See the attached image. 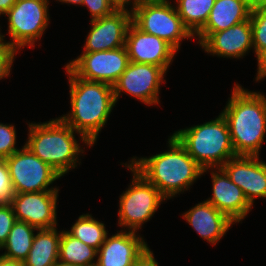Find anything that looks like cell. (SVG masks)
Masks as SVG:
<instances>
[{
    "label": "cell",
    "mask_w": 266,
    "mask_h": 266,
    "mask_svg": "<svg viewBox=\"0 0 266 266\" xmlns=\"http://www.w3.org/2000/svg\"><path fill=\"white\" fill-rule=\"evenodd\" d=\"M65 69L70 83L71 112L60 118L80 135L87 147H92L116 104L113 86L77 77L66 65Z\"/></svg>",
    "instance_id": "obj_1"
},
{
    "label": "cell",
    "mask_w": 266,
    "mask_h": 266,
    "mask_svg": "<svg viewBox=\"0 0 266 266\" xmlns=\"http://www.w3.org/2000/svg\"><path fill=\"white\" fill-rule=\"evenodd\" d=\"M221 112L236 156H258L266 134V96L235 84Z\"/></svg>",
    "instance_id": "obj_2"
},
{
    "label": "cell",
    "mask_w": 266,
    "mask_h": 266,
    "mask_svg": "<svg viewBox=\"0 0 266 266\" xmlns=\"http://www.w3.org/2000/svg\"><path fill=\"white\" fill-rule=\"evenodd\" d=\"M167 142L169 150L148 158L133 157L129 164L170 199L190 188L204 172L173 135Z\"/></svg>",
    "instance_id": "obj_3"
},
{
    "label": "cell",
    "mask_w": 266,
    "mask_h": 266,
    "mask_svg": "<svg viewBox=\"0 0 266 266\" xmlns=\"http://www.w3.org/2000/svg\"><path fill=\"white\" fill-rule=\"evenodd\" d=\"M25 146L50 165L61 176L77 167L83 149L75 139L74 131L60 117L43 123H29Z\"/></svg>",
    "instance_id": "obj_4"
},
{
    "label": "cell",
    "mask_w": 266,
    "mask_h": 266,
    "mask_svg": "<svg viewBox=\"0 0 266 266\" xmlns=\"http://www.w3.org/2000/svg\"><path fill=\"white\" fill-rule=\"evenodd\" d=\"M173 136L203 168L204 173L210 169L221 168L236 156L228 124L221 113L214 120L180 129Z\"/></svg>",
    "instance_id": "obj_5"
},
{
    "label": "cell",
    "mask_w": 266,
    "mask_h": 266,
    "mask_svg": "<svg viewBox=\"0 0 266 266\" xmlns=\"http://www.w3.org/2000/svg\"><path fill=\"white\" fill-rule=\"evenodd\" d=\"M173 6L169 0H143L131 8L132 22L143 32L164 39L178 51L182 39L194 36Z\"/></svg>",
    "instance_id": "obj_6"
},
{
    "label": "cell",
    "mask_w": 266,
    "mask_h": 266,
    "mask_svg": "<svg viewBox=\"0 0 266 266\" xmlns=\"http://www.w3.org/2000/svg\"><path fill=\"white\" fill-rule=\"evenodd\" d=\"M133 172V179L128 189L120 195L118 215L119 226L137 232L151 219L166 198L130 164H125Z\"/></svg>",
    "instance_id": "obj_7"
},
{
    "label": "cell",
    "mask_w": 266,
    "mask_h": 266,
    "mask_svg": "<svg viewBox=\"0 0 266 266\" xmlns=\"http://www.w3.org/2000/svg\"><path fill=\"white\" fill-rule=\"evenodd\" d=\"M48 5L49 0H17L5 14L11 37L5 43L17 52L24 46L35 47L49 25Z\"/></svg>",
    "instance_id": "obj_8"
},
{
    "label": "cell",
    "mask_w": 266,
    "mask_h": 266,
    "mask_svg": "<svg viewBox=\"0 0 266 266\" xmlns=\"http://www.w3.org/2000/svg\"><path fill=\"white\" fill-rule=\"evenodd\" d=\"M5 161L15 193L59 191L48 186L62 176L25 145Z\"/></svg>",
    "instance_id": "obj_9"
},
{
    "label": "cell",
    "mask_w": 266,
    "mask_h": 266,
    "mask_svg": "<svg viewBox=\"0 0 266 266\" xmlns=\"http://www.w3.org/2000/svg\"><path fill=\"white\" fill-rule=\"evenodd\" d=\"M126 47L97 52H82L66 65L77 77L113 86L129 64Z\"/></svg>",
    "instance_id": "obj_10"
},
{
    "label": "cell",
    "mask_w": 266,
    "mask_h": 266,
    "mask_svg": "<svg viewBox=\"0 0 266 266\" xmlns=\"http://www.w3.org/2000/svg\"><path fill=\"white\" fill-rule=\"evenodd\" d=\"M166 72L156 65L129 62L126 70L113 84L115 101L121 92L140 100L144 104L159 103L160 85L163 83Z\"/></svg>",
    "instance_id": "obj_11"
},
{
    "label": "cell",
    "mask_w": 266,
    "mask_h": 266,
    "mask_svg": "<svg viewBox=\"0 0 266 266\" xmlns=\"http://www.w3.org/2000/svg\"><path fill=\"white\" fill-rule=\"evenodd\" d=\"M83 52L112 50L125 46L129 26L132 23V12L118 8L112 14L91 20Z\"/></svg>",
    "instance_id": "obj_12"
},
{
    "label": "cell",
    "mask_w": 266,
    "mask_h": 266,
    "mask_svg": "<svg viewBox=\"0 0 266 266\" xmlns=\"http://www.w3.org/2000/svg\"><path fill=\"white\" fill-rule=\"evenodd\" d=\"M58 196V191L15 193L11 206L17 220L38 230L55 228Z\"/></svg>",
    "instance_id": "obj_13"
},
{
    "label": "cell",
    "mask_w": 266,
    "mask_h": 266,
    "mask_svg": "<svg viewBox=\"0 0 266 266\" xmlns=\"http://www.w3.org/2000/svg\"><path fill=\"white\" fill-rule=\"evenodd\" d=\"M125 47L130 62L156 65L165 72L177 53L167 41L143 32L133 22L127 31Z\"/></svg>",
    "instance_id": "obj_14"
},
{
    "label": "cell",
    "mask_w": 266,
    "mask_h": 266,
    "mask_svg": "<svg viewBox=\"0 0 266 266\" xmlns=\"http://www.w3.org/2000/svg\"><path fill=\"white\" fill-rule=\"evenodd\" d=\"M259 159L258 156H235L221 167L252 206L257 197L266 198V163Z\"/></svg>",
    "instance_id": "obj_15"
},
{
    "label": "cell",
    "mask_w": 266,
    "mask_h": 266,
    "mask_svg": "<svg viewBox=\"0 0 266 266\" xmlns=\"http://www.w3.org/2000/svg\"><path fill=\"white\" fill-rule=\"evenodd\" d=\"M214 170L211 171L212 197L206 201L227 215L233 222L238 223L245 219L252 205L246 199L242 189L231 181L222 168H214Z\"/></svg>",
    "instance_id": "obj_16"
},
{
    "label": "cell",
    "mask_w": 266,
    "mask_h": 266,
    "mask_svg": "<svg viewBox=\"0 0 266 266\" xmlns=\"http://www.w3.org/2000/svg\"><path fill=\"white\" fill-rule=\"evenodd\" d=\"M148 247L135 231H119L108 238L97 252L95 266H133L136 259Z\"/></svg>",
    "instance_id": "obj_17"
},
{
    "label": "cell",
    "mask_w": 266,
    "mask_h": 266,
    "mask_svg": "<svg viewBox=\"0 0 266 266\" xmlns=\"http://www.w3.org/2000/svg\"><path fill=\"white\" fill-rule=\"evenodd\" d=\"M200 46L211 55L237 59L244 57L253 48L250 19L212 33Z\"/></svg>",
    "instance_id": "obj_18"
},
{
    "label": "cell",
    "mask_w": 266,
    "mask_h": 266,
    "mask_svg": "<svg viewBox=\"0 0 266 266\" xmlns=\"http://www.w3.org/2000/svg\"><path fill=\"white\" fill-rule=\"evenodd\" d=\"M187 223L212 245L219 242L234 222L206 200L182 214Z\"/></svg>",
    "instance_id": "obj_19"
},
{
    "label": "cell",
    "mask_w": 266,
    "mask_h": 266,
    "mask_svg": "<svg viewBox=\"0 0 266 266\" xmlns=\"http://www.w3.org/2000/svg\"><path fill=\"white\" fill-rule=\"evenodd\" d=\"M249 0H215L204 27L195 35L201 45L212 33L240 24L250 17Z\"/></svg>",
    "instance_id": "obj_20"
},
{
    "label": "cell",
    "mask_w": 266,
    "mask_h": 266,
    "mask_svg": "<svg viewBox=\"0 0 266 266\" xmlns=\"http://www.w3.org/2000/svg\"><path fill=\"white\" fill-rule=\"evenodd\" d=\"M34 236L24 266H54L59 261L61 232L57 228L40 229Z\"/></svg>",
    "instance_id": "obj_21"
},
{
    "label": "cell",
    "mask_w": 266,
    "mask_h": 266,
    "mask_svg": "<svg viewBox=\"0 0 266 266\" xmlns=\"http://www.w3.org/2000/svg\"><path fill=\"white\" fill-rule=\"evenodd\" d=\"M36 230L38 231L30 224L17 220L12 226L6 242L0 248V250H6L1 256L9 260L23 262L29 255Z\"/></svg>",
    "instance_id": "obj_22"
},
{
    "label": "cell",
    "mask_w": 266,
    "mask_h": 266,
    "mask_svg": "<svg viewBox=\"0 0 266 266\" xmlns=\"http://www.w3.org/2000/svg\"><path fill=\"white\" fill-rule=\"evenodd\" d=\"M97 250L86 245L67 231H61L59 261L76 266H95Z\"/></svg>",
    "instance_id": "obj_23"
},
{
    "label": "cell",
    "mask_w": 266,
    "mask_h": 266,
    "mask_svg": "<svg viewBox=\"0 0 266 266\" xmlns=\"http://www.w3.org/2000/svg\"><path fill=\"white\" fill-rule=\"evenodd\" d=\"M184 26L195 36L207 22L215 0H175Z\"/></svg>",
    "instance_id": "obj_24"
},
{
    "label": "cell",
    "mask_w": 266,
    "mask_h": 266,
    "mask_svg": "<svg viewBox=\"0 0 266 266\" xmlns=\"http://www.w3.org/2000/svg\"><path fill=\"white\" fill-rule=\"evenodd\" d=\"M67 232L97 251L108 235L104 223L96 220L88 213L80 215Z\"/></svg>",
    "instance_id": "obj_25"
},
{
    "label": "cell",
    "mask_w": 266,
    "mask_h": 266,
    "mask_svg": "<svg viewBox=\"0 0 266 266\" xmlns=\"http://www.w3.org/2000/svg\"><path fill=\"white\" fill-rule=\"evenodd\" d=\"M253 49L257 60L266 53V9L251 8Z\"/></svg>",
    "instance_id": "obj_26"
},
{
    "label": "cell",
    "mask_w": 266,
    "mask_h": 266,
    "mask_svg": "<svg viewBox=\"0 0 266 266\" xmlns=\"http://www.w3.org/2000/svg\"><path fill=\"white\" fill-rule=\"evenodd\" d=\"M16 137L15 126L0 123V159H6L19 150L15 147Z\"/></svg>",
    "instance_id": "obj_27"
},
{
    "label": "cell",
    "mask_w": 266,
    "mask_h": 266,
    "mask_svg": "<svg viewBox=\"0 0 266 266\" xmlns=\"http://www.w3.org/2000/svg\"><path fill=\"white\" fill-rule=\"evenodd\" d=\"M15 196L12 180L5 159H0V204H11Z\"/></svg>",
    "instance_id": "obj_28"
},
{
    "label": "cell",
    "mask_w": 266,
    "mask_h": 266,
    "mask_svg": "<svg viewBox=\"0 0 266 266\" xmlns=\"http://www.w3.org/2000/svg\"><path fill=\"white\" fill-rule=\"evenodd\" d=\"M82 6L89 9L91 20L108 16L119 8L113 0H83Z\"/></svg>",
    "instance_id": "obj_29"
},
{
    "label": "cell",
    "mask_w": 266,
    "mask_h": 266,
    "mask_svg": "<svg viewBox=\"0 0 266 266\" xmlns=\"http://www.w3.org/2000/svg\"><path fill=\"white\" fill-rule=\"evenodd\" d=\"M16 221L17 219L11 204H0V248L6 242Z\"/></svg>",
    "instance_id": "obj_30"
},
{
    "label": "cell",
    "mask_w": 266,
    "mask_h": 266,
    "mask_svg": "<svg viewBox=\"0 0 266 266\" xmlns=\"http://www.w3.org/2000/svg\"><path fill=\"white\" fill-rule=\"evenodd\" d=\"M17 51L0 41V80L10 75Z\"/></svg>",
    "instance_id": "obj_31"
},
{
    "label": "cell",
    "mask_w": 266,
    "mask_h": 266,
    "mask_svg": "<svg viewBox=\"0 0 266 266\" xmlns=\"http://www.w3.org/2000/svg\"><path fill=\"white\" fill-rule=\"evenodd\" d=\"M133 266H159L154 258L153 252L147 247L144 252L136 259Z\"/></svg>",
    "instance_id": "obj_32"
},
{
    "label": "cell",
    "mask_w": 266,
    "mask_h": 266,
    "mask_svg": "<svg viewBox=\"0 0 266 266\" xmlns=\"http://www.w3.org/2000/svg\"><path fill=\"white\" fill-rule=\"evenodd\" d=\"M258 71L256 81L262 80L266 77V53H264L258 60Z\"/></svg>",
    "instance_id": "obj_33"
},
{
    "label": "cell",
    "mask_w": 266,
    "mask_h": 266,
    "mask_svg": "<svg viewBox=\"0 0 266 266\" xmlns=\"http://www.w3.org/2000/svg\"><path fill=\"white\" fill-rule=\"evenodd\" d=\"M17 0H0V14L5 15Z\"/></svg>",
    "instance_id": "obj_34"
},
{
    "label": "cell",
    "mask_w": 266,
    "mask_h": 266,
    "mask_svg": "<svg viewBox=\"0 0 266 266\" xmlns=\"http://www.w3.org/2000/svg\"><path fill=\"white\" fill-rule=\"evenodd\" d=\"M0 266H24V264L21 261L9 260V259L3 258L0 255Z\"/></svg>",
    "instance_id": "obj_35"
},
{
    "label": "cell",
    "mask_w": 266,
    "mask_h": 266,
    "mask_svg": "<svg viewBox=\"0 0 266 266\" xmlns=\"http://www.w3.org/2000/svg\"><path fill=\"white\" fill-rule=\"evenodd\" d=\"M113 2L119 7V8H125L126 5H130L132 2V8L138 4V0H113Z\"/></svg>",
    "instance_id": "obj_36"
},
{
    "label": "cell",
    "mask_w": 266,
    "mask_h": 266,
    "mask_svg": "<svg viewBox=\"0 0 266 266\" xmlns=\"http://www.w3.org/2000/svg\"><path fill=\"white\" fill-rule=\"evenodd\" d=\"M252 8L266 9V0H249Z\"/></svg>",
    "instance_id": "obj_37"
},
{
    "label": "cell",
    "mask_w": 266,
    "mask_h": 266,
    "mask_svg": "<svg viewBox=\"0 0 266 266\" xmlns=\"http://www.w3.org/2000/svg\"><path fill=\"white\" fill-rule=\"evenodd\" d=\"M59 2H62V3H66V4H76V5H81L83 4V0H57Z\"/></svg>",
    "instance_id": "obj_38"
},
{
    "label": "cell",
    "mask_w": 266,
    "mask_h": 266,
    "mask_svg": "<svg viewBox=\"0 0 266 266\" xmlns=\"http://www.w3.org/2000/svg\"><path fill=\"white\" fill-rule=\"evenodd\" d=\"M54 266H76V265L66 264V263H63L61 261H58Z\"/></svg>",
    "instance_id": "obj_39"
},
{
    "label": "cell",
    "mask_w": 266,
    "mask_h": 266,
    "mask_svg": "<svg viewBox=\"0 0 266 266\" xmlns=\"http://www.w3.org/2000/svg\"><path fill=\"white\" fill-rule=\"evenodd\" d=\"M0 15H1V14H0ZM0 32H1V31H0ZM0 41H3V42L5 41V40H4V35H1V33H0Z\"/></svg>",
    "instance_id": "obj_40"
}]
</instances>
